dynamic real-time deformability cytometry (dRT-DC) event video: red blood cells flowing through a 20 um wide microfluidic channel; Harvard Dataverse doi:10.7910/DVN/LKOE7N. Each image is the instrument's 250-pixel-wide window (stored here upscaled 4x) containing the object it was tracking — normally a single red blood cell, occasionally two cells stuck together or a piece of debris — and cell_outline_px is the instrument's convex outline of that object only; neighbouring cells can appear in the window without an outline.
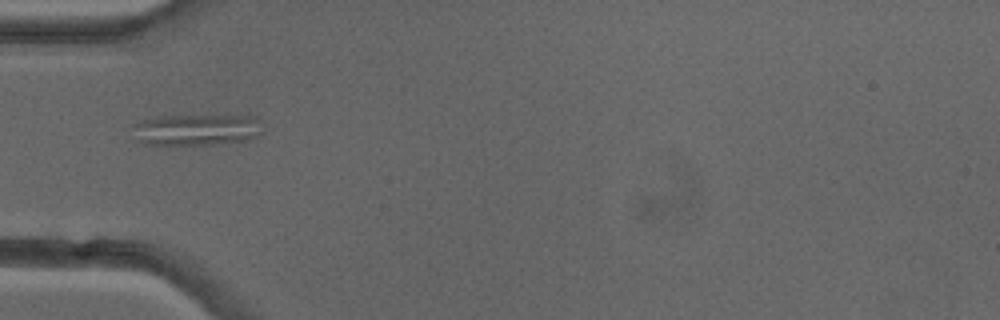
{"species": "common noctule bat (a hibernating species)", "species_latin": "Nyctalus noctula", "temperature_condition": "cold", "stored_images_in_passage": 36, "camera_frame_rate_fps": 3000, "um_per_image_px": 0.085, "animal": {"sex": "female"}, "frame": {"image": 1, "passage_image": 1, "time_ms": 0.0, "image_size_px": [1000, 320], "cell_outline_px": [[260, 132], [256, 136], [248, 140], [216, 144], [136, 144], [132, 124], [140, 120], [160, 116], [248, 112], [256, 116], [260, 120]], "centroid_in_image_um": [16.76, 10.96], "position_along_channel_um": 68.2, "area_um2": 25.2}}
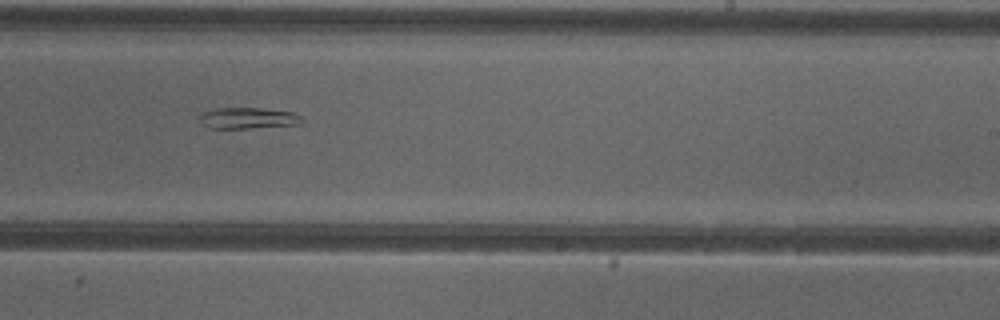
{"frame": {"image": 2, "passage_image": 16, "time_ms": 5.0, "image_size_px": [1000, 320], "cell_outline_px": [[304, 120], [300, 124], [248, 128], [208, 128], [200, 120], [200, 112], [216, 108], [260, 108], [296, 112]], "centroid_in_image_um": [21.09, 10.03], "position_along_channel_um": 267.9, "area_um2": 12.66}}
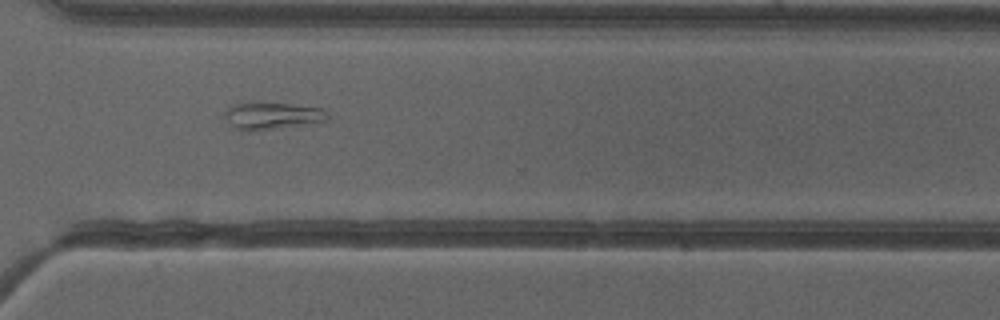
{"frame": {"image": 3, "passage_image": 22, "time_ms": 7.0, "image_size_px": [1000, 320], "cell_outline_px": [[332, 120], [312, 124], [256, 132], [248, 132], [236, 128], [224, 116], [224, 112], [228, 104], [248, 100], [288, 104], [324, 108], [332, 116]], "centroid_in_image_um": [23.17, 9.83], "position_along_channel_um": 347.4, "area_um2": 17.51}}